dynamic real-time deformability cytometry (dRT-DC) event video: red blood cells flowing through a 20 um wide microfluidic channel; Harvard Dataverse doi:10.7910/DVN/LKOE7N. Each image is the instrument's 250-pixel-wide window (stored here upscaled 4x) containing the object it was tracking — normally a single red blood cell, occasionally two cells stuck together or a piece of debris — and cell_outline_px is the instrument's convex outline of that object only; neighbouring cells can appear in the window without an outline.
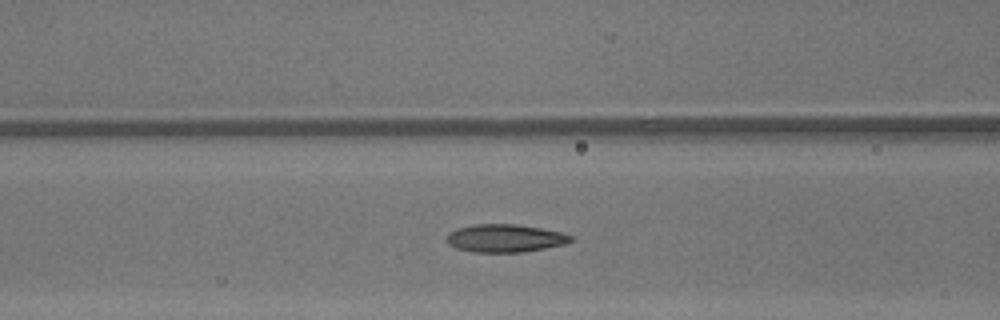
{"species": "common noctule bat (a hibernating species)", "species_latin": "Nyctalus noctula", "temperature_condition": "warm", "stored_images_in_passage": 41, "camera_frame_rate_fps": 3000, "um_per_image_px": 0.085, "animal": {"sex": "male", "body_mass_g": 13.3}, "frame": {"image": 1, "passage_image": 21, "time_ms": 6.667, "image_size_px": [1000, 320], "cell_outline_px": [[572, 240], [564, 244], [524, 252], [472, 252], [456, 248], [448, 244], [448, 232], [456, 228], [476, 224], [516, 224], [540, 228], [560, 232], [572, 236]], "centroid_in_image_um": [42.89, 20.25], "position_along_channel_um": 123.7, "area_um2": 20.06}}
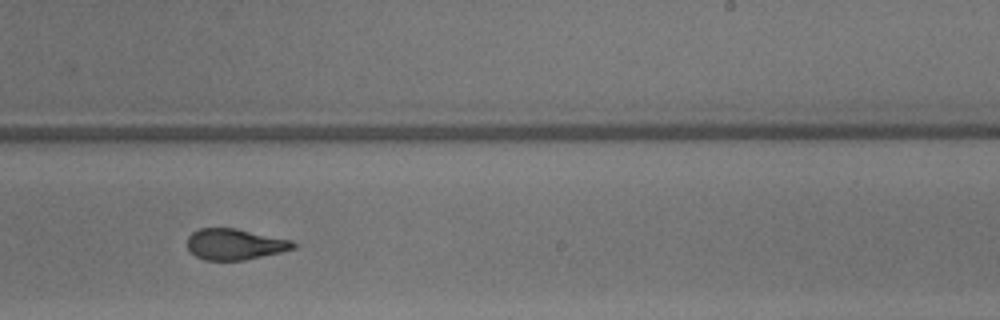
{"frame": {"image": 2, "passage_image": 31, "time_ms": 10.0, "image_size_px": [1000, 320], "cell_outline_px": [[296, 248], [280, 252], [244, 260], [204, 260], [196, 256], [188, 248], [188, 236], [192, 232], [200, 228], [236, 228], [292, 240], [296, 244]], "centroid_in_image_um": [19.97, 20.75], "position_along_channel_um": 269.0, "area_um2": 19.07}}
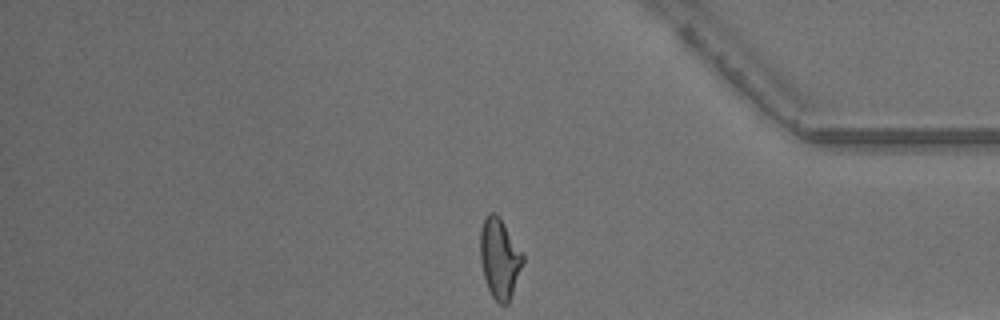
{"frame": {"image": 3, "passage_image": 41, "time_ms": 13.333, "image_size_px": [1000, 320], "cell_outline_px": [[524, 264], [508, 304], [500, 304], [492, 296], [488, 288], [484, 276], [480, 260], [480, 228], [488, 212], [496, 212], [500, 216], [524, 256]], "centroid_in_image_um": [42.47, 21.93], "position_along_channel_um": 392.7, "area_um2": 20.0}, "authors_computed_cell_mechanics": {"area_um2": 19.9988, "velocity_mm_per_s": 4.3734, "shape_relaxation_time_tau1_ms": 7.8952, "shape_relaxation_time_tau2_ms": 1.5662, "deformation_change_tau1": 0.2373, "deformation_change_tau2": 0.0935}}